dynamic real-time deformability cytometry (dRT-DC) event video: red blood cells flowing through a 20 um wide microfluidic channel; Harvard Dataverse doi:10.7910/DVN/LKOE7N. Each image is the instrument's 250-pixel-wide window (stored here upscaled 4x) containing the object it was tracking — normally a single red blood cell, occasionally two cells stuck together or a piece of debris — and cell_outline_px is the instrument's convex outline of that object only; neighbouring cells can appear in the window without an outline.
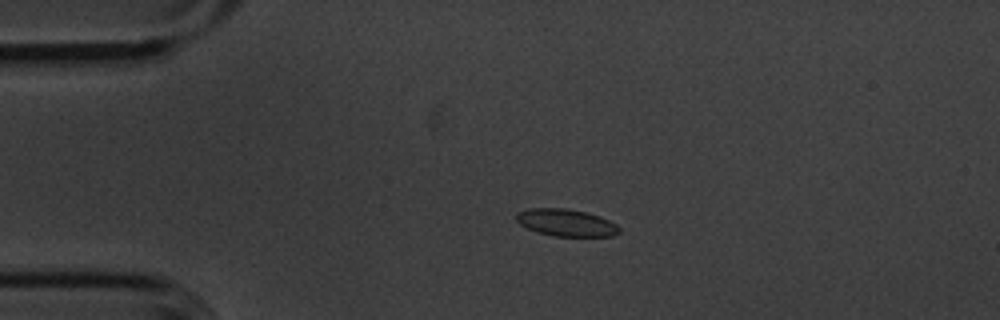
{"species": "common noctule bat (a hibernating species)", "species_latin": "Nyctalus noctula", "temperature_condition": "cold", "stored_images_in_passage": 51, "camera_frame_rate_fps": 3000, "um_per_image_px": 0.085, "animal": {"sex": "male", "body_mass_g": 20.1, "forearm_length_mm": 53.5}, "frame": {"image": 1, "passage_image": 8, "time_ms": 2.333, "image_size_px": [1000, 320], "cell_outline_px": [[620, 232], [612, 236], [552, 236], [536, 232], [520, 224], [516, 220], [516, 212], [528, 208], [564, 208], [584, 212], [600, 216], [616, 224], [620, 228]], "centroid_in_image_um": [48.1, 18.93], "position_along_channel_um": 36.9, "area_um2": 16.3}}
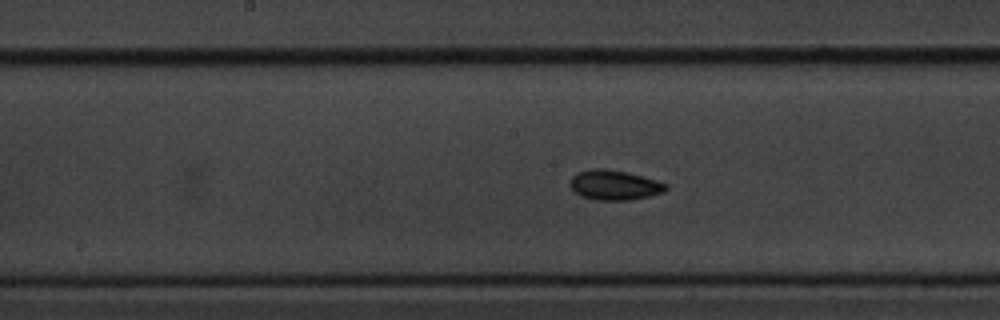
{"frame": {"image": 2, "passage_image": 24, "time_ms": 7.667, "image_size_px": [1000, 320], "cell_outline_px": [[668, 188], [664, 192], [648, 196], [628, 200], [596, 200], [580, 196], [572, 188], [572, 176], [576, 172], [592, 168], [604, 168], [628, 172], [656, 180], [668, 184]], "centroid_in_image_um": [52.24, 15.72], "position_along_channel_um": 196.0, "area_um2": 16.65}}
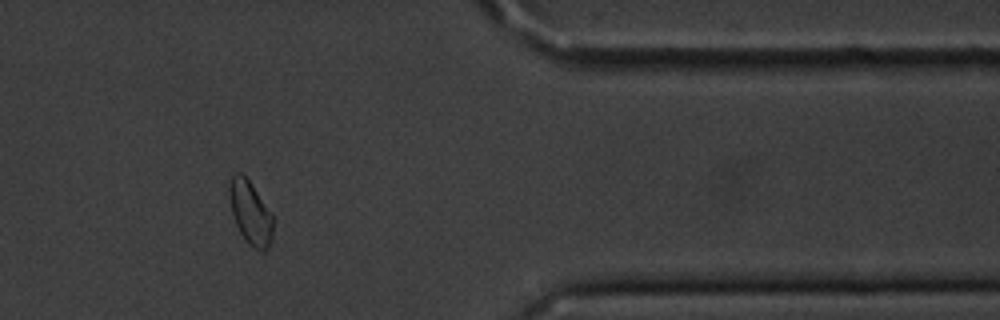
{"frame": {"image": 3, "passage_image": 42, "time_ms": 13.667, "image_size_px": [1000, 320], "cell_outline_px": [[272, 240], [268, 248], [264, 252], [260, 252], [248, 244], [240, 232], [236, 224], [232, 212], [228, 192], [228, 188], [232, 176], [236, 172], [240, 172], [248, 180], [272, 212]], "centroid_in_image_um": [21.29, 18.11], "position_along_channel_um": 390.1, "area_um2": 16.13}, "authors_computed_cell_mechanics": {"area_um2": 16.1262, "velocity_mm_per_s": 3.5919, "shape_relaxation_time_tau1_ms": 3.4549, "shape_relaxation_time_tau2_ms": 5.2189, "deformation_change_tau1": 0.0905, "deformation_change_tau2": 0.0887}}